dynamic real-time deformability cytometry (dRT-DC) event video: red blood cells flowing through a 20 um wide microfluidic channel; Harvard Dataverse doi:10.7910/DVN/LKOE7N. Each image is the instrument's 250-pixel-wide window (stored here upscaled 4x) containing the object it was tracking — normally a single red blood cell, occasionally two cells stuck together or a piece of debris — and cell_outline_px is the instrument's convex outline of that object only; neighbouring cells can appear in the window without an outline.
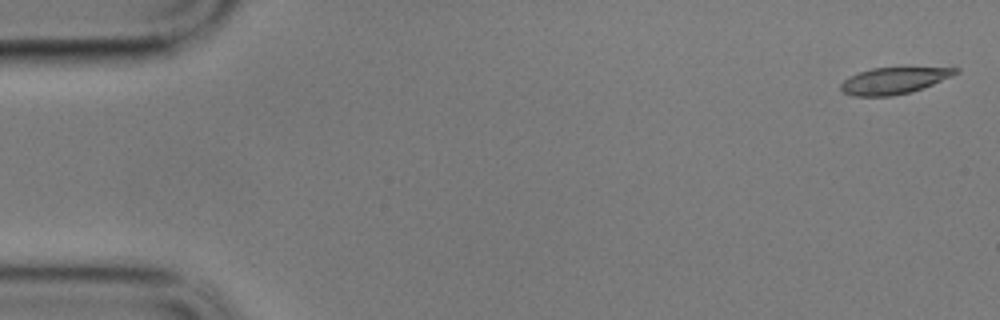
{"species": "common noctule bat (a hibernating species)", "species_latin": "Nyctalus noctula", "temperature_condition": "cold", "stored_images_in_passage": 13, "camera_frame_rate_fps": 3000, "um_per_image_px": 0.085, "animal": {"sex": "male", "body_mass_g": 17.9}, "frame": {"image": 1, "passage_image": 2, "time_ms": 0.333, "image_size_px": [1000, 320], "cell_outline_px": [[960, 72], [952, 76], [912, 92], [892, 96], [852, 96], [844, 92], [840, 88], [840, 84], [848, 76], [872, 68], [960, 68]], "centroid_in_image_um": [75.95, 6.86], "position_along_channel_um": 9.0, "area_um2": 17.57}}